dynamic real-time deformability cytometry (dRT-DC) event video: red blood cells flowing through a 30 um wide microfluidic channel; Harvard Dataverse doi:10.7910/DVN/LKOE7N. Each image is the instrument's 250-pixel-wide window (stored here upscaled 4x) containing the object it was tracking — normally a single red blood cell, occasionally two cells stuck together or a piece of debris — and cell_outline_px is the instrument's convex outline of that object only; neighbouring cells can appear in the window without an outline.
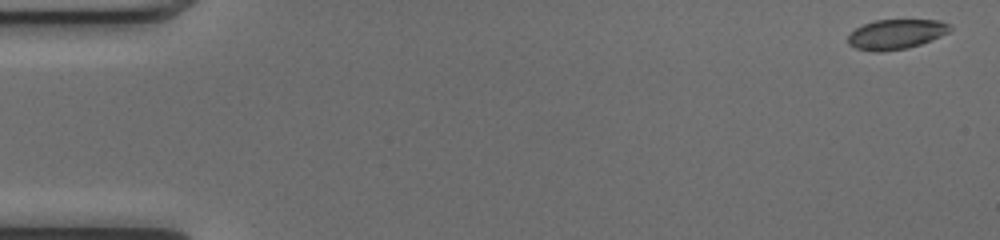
{"species": "common noctule bat (a hibernating species)", "species_latin": "Nyctalus noctula", "temperature_condition": "cold", "stored_images_in_passage": 51, "camera_frame_rate_fps": 3000, "um_per_image_px": 0.085, "animal": {"sex": "female", "body_mass_g": 17.0, "forearm_length_mm": 48.0}, "frame": {"image": 1, "passage_image": 1, "time_ms": 0.0, "image_size_px": [1000, 240], "cell_outline_px": [[952, 28], [948, 32], [940, 36], [920, 44], [908, 48], [880, 52], [872, 52], [856, 48], [848, 44], [848, 36], [856, 28], [864, 24], [876, 20], [940, 20], [952, 24]], "centroid_in_image_um": [76.17, 2.91], "position_along_channel_um": 8.8, "area_um2": 17.74}}
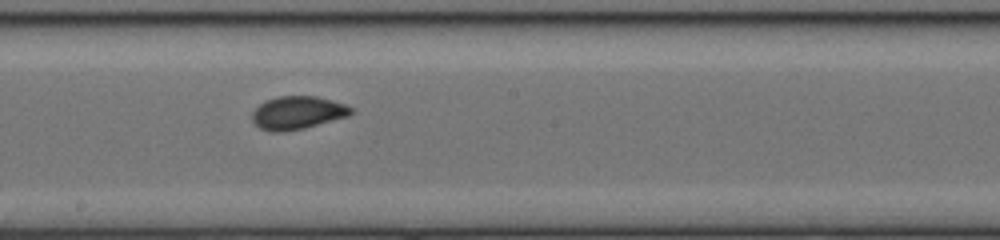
{"frame": {"image": 2, "passage_image": 28, "time_ms": 9.0, "image_size_px": [1000, 240], "cell_outline_px": [[352, 112], [348, 116], [304, 128], [284, 132], [272, 132], [260, 128], [252, 120], [252, 112], [264, 100], [276, 96], [316, 96], [332, 100], [344, 104], [352, 108]], "centroid_in_image_um": [25.26, 9.58], "position_along_channel_um": 222.9, "area_um2": 19.02}}
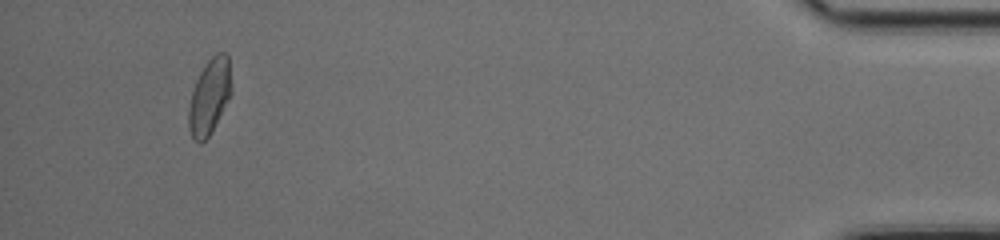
{"frame": {"image": 3, "passage_image": 48, "time_ms": 15.667, "image_size_px": [1000, 240], "cell_outline_px": [[232, 92], [212, 132], [200, 144], [192, 136], [188, 128], [188, 108], [192, 92], [196, 80], [204, 64], [216, 52], [224, 52], [228, 56]], "centroid_in_image_um": [17.8, 8.19], "position_along_channel_um": 417.4, "area_um2": 18.79}, "authors_computed_cell_mechanics": {"area_um2": 18.6116, "velocity_mm_per_s": 4.0362, "shape_relaxation_time_tau1_ms": 4.9663, "shape_relaxation_time_tau2_ms": 0.9274, "deformation_change_tau1": 0.131, "deformation_change_tau2": 0.0451}}